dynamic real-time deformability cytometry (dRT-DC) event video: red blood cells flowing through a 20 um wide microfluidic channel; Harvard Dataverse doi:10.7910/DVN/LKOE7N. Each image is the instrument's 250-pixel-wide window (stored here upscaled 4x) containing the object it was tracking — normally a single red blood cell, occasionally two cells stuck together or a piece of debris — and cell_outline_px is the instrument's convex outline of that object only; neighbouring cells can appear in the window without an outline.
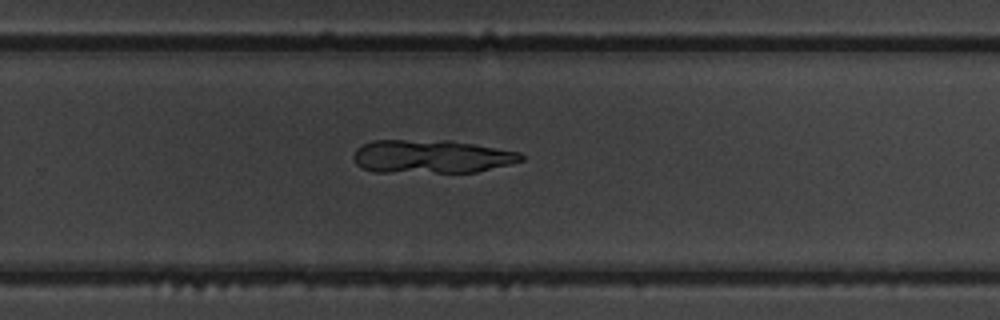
{"species": "common noctule bat (a hibernating species)", "species_latin": "Nyctalus noctula", "temperature_condition": "warm", "stored_images_in_passage": 53, "camera_frame_rate_fps": 3000, "um_per_image_px": 0.085, "animal": {"sex": "male", "body_mass_g": 19.5, "forearm_length_mm": 54.6}, "frame": {"image": 1, "passage_image": 35, "time_ms": 11.333, "image_size_px": [1000, 320], "cell_outline_px": [[524, 160], [476, 172], [372, 172], [360, 168], [356, 164], [352, 156], [356, 148], [372, 140], [452, 140], [520, 152], [524, 156]], "centroid_in_image_um": [36.62, 13.3], "position_along_channel_um": 293.2, "area_um2": 32.83}}
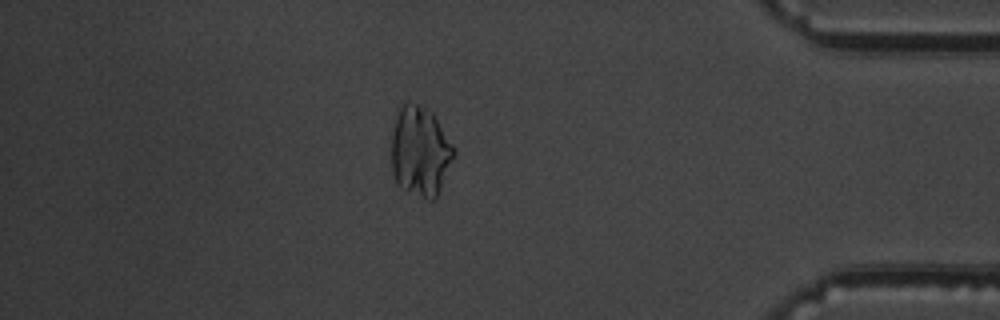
{"frame": {"image": 2, "passage_image": 46, "time_ms": 15.0, "image_size_px": [1000, 320], "cell_outline_px": [[456, 156], [436, 200], [428, 200], [400, 188], [396, 184], [392, 172], [392, 128], [396, 108], [408, 100], [432, 112], [452, 144], [456, 152]], "centroid_in_image_um": [35.71, 12.88], "position_along_channel_um": 399.5, "area_um2": 33.47}}